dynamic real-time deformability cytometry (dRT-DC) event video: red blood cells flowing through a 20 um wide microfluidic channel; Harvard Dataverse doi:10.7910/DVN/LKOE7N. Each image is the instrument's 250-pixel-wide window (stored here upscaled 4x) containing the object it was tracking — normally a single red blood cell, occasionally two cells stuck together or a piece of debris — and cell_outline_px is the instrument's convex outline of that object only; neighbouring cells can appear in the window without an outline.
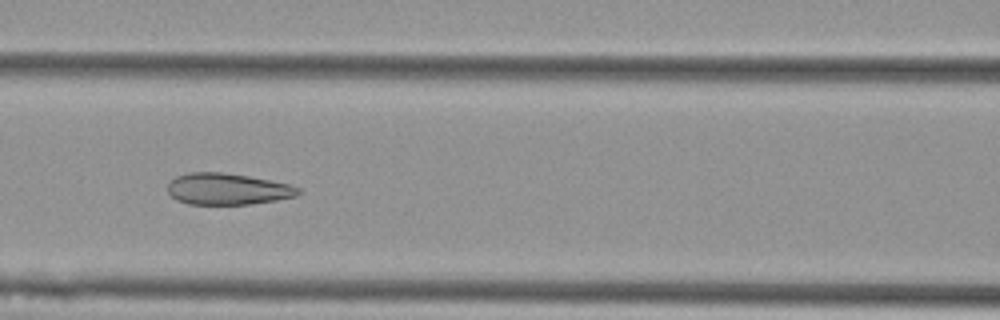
{"species": "Egyptian fruit bat (a non-hibernating species)", "species_latin": "Rousettus aegyptiacus", "temperature_condition": "cold", "stored_images_in_passage": 9, "camera_frame_rate_fps": 3000, "um_per_image_px": 0.085, "animal": {"sex": "female"}, "frame": {"image": 1, "passage_image": 6, "time_ms": 1.667, "image_size_px": [1000, 320], "cell_outline_px": [[304, 192], [296, 196], [276, 200], [252, 204], [188, 204], [176, 200], [168, 192], [168, 184], [176, 176], [188, 172], [220, 172], [248, 176], [288, 184], [300, 188]], "centroid_in_image_um": [19.35, 16.07], "position_along_channel_um": 147.3, "area_um2": 23.93}}
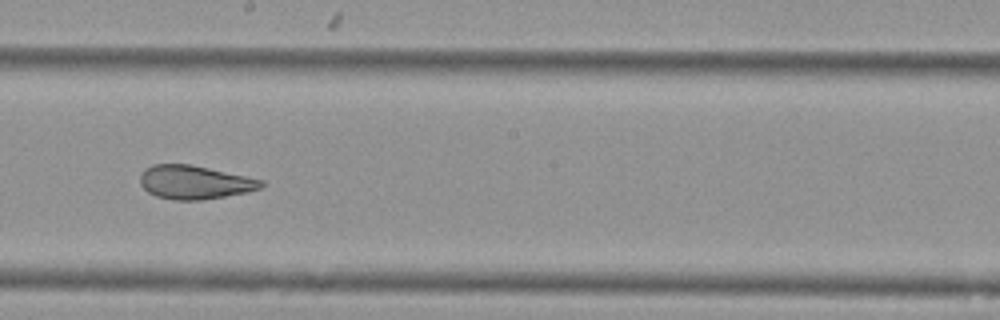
{"frame": {"image": 2, "passage_image": 8, "time_ms": 2.333, "image_size_px": [1000, 320], "cell_outline_px": [[264, 184], [260, 188], [248, 192], [204, 200], [172, 200], [156, 196], [148, 192], [140, 184], [140, 176], [144, 168], [152, 164], [188, 164], [208, 168], [264, 180]], "centroid_in_image_um": [16.52, 15.5], "position_along_channel_um": 231.7, "area_um2": 23.76}}
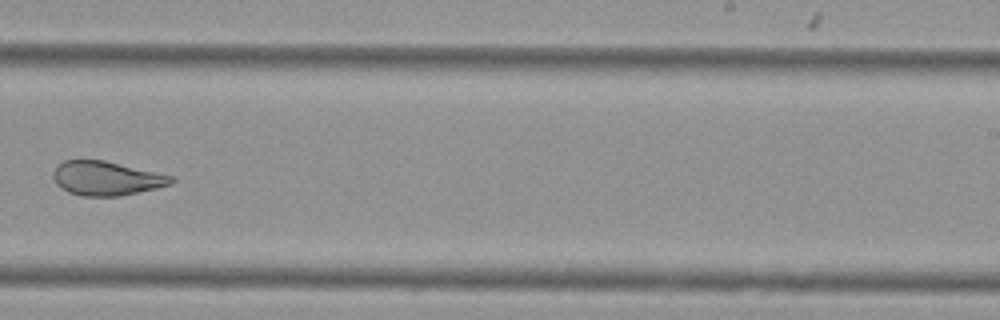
{"frame": {"image": 3, "passage_image": 9, "time_ms": 2.667, "image_size_px": [1000, 320], "cell_outline_px": [[176, 180], [172, 184], [156, 188], [120, 196], [80, 196], [68, 192], [60, 188], [56, 184], [52, 176], [52, 172], [56, 164], [64, 160], [104, 160], [176, 176]], "centroid_in_image_um": [9.04, 15.15], "position_along_channel_um": 280.0, "area_um2": 23.87}}